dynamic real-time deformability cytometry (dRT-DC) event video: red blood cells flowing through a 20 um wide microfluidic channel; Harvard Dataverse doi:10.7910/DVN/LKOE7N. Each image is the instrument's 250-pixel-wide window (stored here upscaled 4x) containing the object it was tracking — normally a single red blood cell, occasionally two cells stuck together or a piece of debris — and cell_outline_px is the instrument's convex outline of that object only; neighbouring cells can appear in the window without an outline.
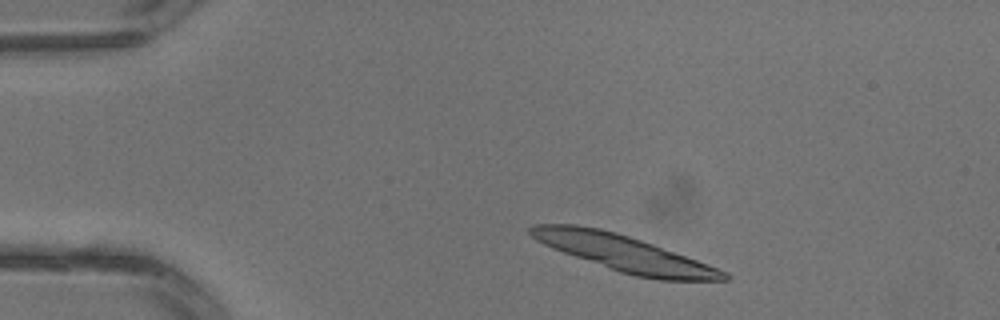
{"species": "common noctule bat (a hibernating species)", "species_latin": "Nyctalus noctula", "temperature_condition": "warm", "stored_images_in_passage": 3, "segment_of_instrument_passage": [1, 2], "camera_frame_rate_fps": 3000, "um_per_image_px": 0.085, "animal": {"sex": "male", "body_mass_g": 13.3}, "frame": {"image": 1, "passage_image": 1, "time_ms": 0.0, "image_size_px": [1000, 320], "cell_outline_px": [[732, 276], [728, 280], [660, 280], [636, 276], [620, 272], [564, 252], [544, 244], [536, 240], [528, 232], [528, 228], [532, 224], [576, 224], [600, 228], [616, 232], [652, 244], [696, 260], [728, 272]], "centroid_in_image_um": [53.04, 21.52], "position_along_channel_um": 32.0, "area_um2": 40.0}}